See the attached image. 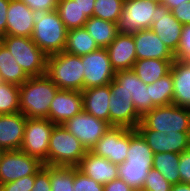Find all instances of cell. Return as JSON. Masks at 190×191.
I'll use <instances>...</instances> for the list:
<instances>
[{
    "label": "cell",
    "instance_id": "d6986e66",
    "mask_svg": "<svg viewBox=\"0 0 190 191\" xmlns=\"http://www.w3.org/2000/svg\"><path fill=\"white\" fill-rule=\"evenodd\" d=\"M33 11L20 0H10L5 36L30 37L34 31Z\"/></svg>",
    "mask_w": 190,
    "mask_h": 191
},
{
    "label": "cell",
    "instance_id": "ac0fdd59",
    "mask_svg": "<svg viewBox=\"0 0 190 191\" xmlns=\"http://www.w3.org/2000/svg\"><path fill=\"white\" fill-rule=\"evenodd\" d=\"M27 118L21 113L0 114V147L5 151L20 150Z\"/></svg>",
    "mask_w": 190,
    "mask_h": 191
},
{
    "label": "cell",
    "instance_id": "60d3db41",
    "mask_svg": "<svg viewBox=\"0 0 190 191\" xmlns=\"http://www.w3.org/2000/svg\"><path fill=\"white\" fill-rule=\"evenodd\" d=\"M31 191H51L50 169L46 165L35 174V181Z\"/></svg>",
    "mask_w": 190,
    "mask_h": 191
},
{
    "label": "cell",
    "instance_id": "ffe728a7",
    "mask_svg": "<svg viewBox=\"0 0 190 191\" xmlns=\"http://www.w3.org/2000/svg\"><path fill=\"white\" fill-rule=\"evenodd\" d=\"M77 169L102 185L118 178V165L92 153L90 150L81 159Z\"/></svg>",
    "mask_w": 190,
    "mask_h": 191
},
{
    "label": "cell",
    "instance_id": "d6a6232c",
    "mask_svg": "<svg viewBox=\"0 0 190 191\" xmlns=\"http://www.w3.org/2000/svg\"><path fill=\"white\" fill-rule=\"evenodd\" d=\"M50 169L51 191H74L75 167L47 166Z\"/></svg>",
    "mask_w": 190,
    "mask_h": 191
},
{
    "label": "cell",
    "instance_id": "74e56055",
    "mask_svg": "<svg viewBox=\"0 0 190 191\" xmlns=\"http://www.w3.org/2000/svg\"><path fill=\"white\" fill-rule=\"evenodd\" d=\"M74 191H104V185L99 184L90 177L84 175L75 167Z\"/></svg>",
    "mask_w": 190,
    "mask_h": 191
},
{
    "label": "cell",
    "instance_id": "8d00e7d4",
    "mask_svg": "<svg viewBox=\"0 0 190 191\" xmlns=\"http://www.w3.org/2000/svg\"><path fill=\"white\" fill-rule=\"evenodd\" d=\"M172 185L154 169L149 170L141 189L144 191H171Z\"/></svg>",
    "mask_w": 190,
    "mask_h": 191
},
{
    "label": "cell",
    "instance_id": "e575fe53",
    "mask_svg": "<svg viewBox=\"0 0 190 191\" xmlns=\"http://www.w3.org/2000/svg\"><path fill=\"white\" fill-rule=\"evenodd\" d=\"M125 0H96L93 16L117 23Z\"/></svg>",
    "mask_w": 190,
    "mask_h": 191
},
{
    "label": "cell",
    "instance_id": "d590c367",
    "mask_svg": "<svg viewBox=\"0 0 190 191\" xmlns=\"http://www.w3.org/2000/svg\"><path fill=\"white\" fill-rule=\"evenodd\" d=\"M152 167L118 165V178L124 180L133 189H141Z\"/></svg>",
    "mask_w": 190,
    "mask_h": 191
},
{
    "label": "cell",
    "instance_id": "f35d334b",
    "mask_svg": "<svg viewBox=\"0 0 190 191\" xmlns=\"http://www.w3.org/2000/svg\"><path fill=\"white\" fill-rule=\"evenodd\" d=\"M174 58L190 62V24L182 27L180 43Z\"/></svg>",
    "mask_w": 190,
    "mask_h": 191
},
{
    "label": "cell",
    "instance_id": "c3c4849f",
    "mask_svg": "<svg viewBox=\"0 0 190 191\" xmlns=\"http://www.w3.org/2000/svg\"><path fill=\"white\" fill-rule=\"evenodd\" d=\"M190 2V0H162V4L165 5L169 10L176 8L181 5V3Z\"/></svg>",
    "mask_w": 190,
    "mask_h": 191
},
{
    "label": "cell",
    "instance_id": "5b68a950",
    "mask_svg": "<svg viewBox=\"0 0 190 191\" xmlns=\"http://www.w3.org/2000/svg\"><path fill=\"white\" fill-rule=\"evenodd\" d=\"M0 42L29 77L46 74L48 56L30 37L3 36Z\"/></svg>",
    "mask_w": 190,
    "mask_h": 191
},
{
    "label": "cell",
    "instance_id": "6da1fadb",
    "mask_svg": "<svg viewBox=\"0 0 190 191\" xmlns=\"http://www.w3.org/2000/svg\"><path fill=\"white\" fill-rule=\"evenodd\" d=\"M59 88L46 75L29 77L19 86L20 112L26 118H47Z\"/></svg>",
    "mask_w": 190,
    "mask_h": 191
},
{
    "label": "cell",
    "instance_id": "1f68e13d",
    "mask_svg": "<svg viewBox=\"0 0 190 191\" xmlns=\"http://www.w3.org/2000/svg\"><path fill=\"white\" fill-rule=\"evenodd\" d=\"M152 103L158 106L173 103L174 85L171 72L152 84H147Z\"/></svg>",
    "mask_w": 190,
    "mask_h": 191
},
{
    "label": "cell",
    "instance_id": "30bf717a",
    "mask_svg": "<svg viewBox=\"0 0 190 191\" xmlns=\"http://www.w3.org/2000/svg\"><path fill=\"white\" fill-rule=\"evenodd\" d=\"M111 96L109 102V123L114 127L136 129L141 121L132 96L125 89H118V83L113 79L110 83Z\"/></svg>",
    "mask_w": 190,
    "mask_h": 191
},
{
    "label": "cell",
    "instance_id": "ba28073f",
    "mask_svg": "<svg viewBox=\"0 0 190 191\" xmlns=\"http://www.w3.org/2000/svg\"><path fill=\"white\" fill-rule=\"evenodd\" d=\"M157 3L144 0H125L117 22L119 34H135L143 29H150L155 16Z\"/></svg>",
    "mask_w": 190,
    "mask_h": 191
},
{
    "label": "cell",
    "instance_id": "4fadbf2b",
    "mask_svg": "<svg viewBox=\"0 0 190 191\" xmlns=\"http://www.w3.org/2000/svg\"><path fill=\"white\" fill-rule=\"evenodd\" d=\"M84 68V90L110 84L116 74L106 48L81 56Z\"/></svg>",
    "mask_w": 190,
    "mask_h": 191
},
{
    "label": "cell",
    "instance_id": "816d5d0a",
    "mask_svg": "<svg viewBox=\"0 0 190 191\" xmlns=\"http://www.w3.org/2000/svg\"><path fill=\"white\" fill-rule=\"evenodd\" d=\"M4 152H5V150L0 147V161H1V158H2V155H3Z\"/></svg>",
    "mask_w": 190,
    "mask_h": 191
},
{
    "label": "cell",
    "instance_id": "44dd1931",
    "mask_svg": "<svg viewBox=\"0 0 190 191\" xmlns=\"http://www.w3.org/2000/svg\"><path fill=\"white\" fill-rule=\"evenodd\" d=\"M106 50L115 72L131 70L137 60L133 35L118 34Z\"/></svg>",
    "mask_w": 190,
    "mask_h": 191
},
{
    "label": "cell",
    "instance_id": "7c38bea8",
    "mask_svg": "<svg viewBox=\"0 0 190 191\" xmlns=\"http://www.w3.org/2000/svg\"><path fill=\"white\" fill-rule=\"evenodd\" d=\"M130 146V128L112 126L90 150L116 165L123 164Z\"/></svg>",
    "mask_w": 190,
    "mask_h": 191
},
{
    "label": "cell",
    "instance_id": "9a60e30c",
    "mask_svg": "<svg viewBox=\"0 0 190 191\" xmlns=\"http://www.w3.org/2000/svg\"><path fill=\"white\" fill-rule=\"evenodd\" d=\"M114 80L118 83V89H125L131 94L133 105L141 117L156 107L151 101L147 84L132 69L117 71Z\"/></svg>",
    "mask_w": 190,
    "mask_h": 191
},
{
    "label": "cell",
    "instance_id": "5bb4252c",
    "mask_svg": "<svg viewBox=\"0 0 190 191\" xmlns=\"http://www.w3.org/2000/svg\"><path fill=\"white\" fill-rule=\"evenodd\" d=\"M155 13V16L152 17L150 29L175 54L180 43L183 25L175 19L171 10L163 4L157 5Z\"/></svg>",
    "mask_w": 190,
    "mask_h": 191
},
{
    "label": "cell",
    "instance_id": "3957f363",
    "mask_svg": "<svg viewBox=\"0 0 190 191\" xmlns=\"http://www.w3.org/2000/svg\"><path fill=\"white\" fill-rule=\"evenodd\" d=\"M46 75L61 90H84V68L78 55L63 51L48 56Z\"/></svg>",
    "mask_w": 190,
    "mask_h": 191
},
{
    "label": "cell",
    "instance_id": "8fae6325",
    "mask_svg": "<svg viewBox=\"0 0 190 191\" xmlns=\"http://www.w3.org/2000/svg\"><path fill=\"white\" fill-rule=\"evenodd\" d=\"M44 163L21 150L5 151L0 161V185L34 175Z\"/></svg>",
    "mask_w": 190,
    "mask_h": 191
},
{
    "label": "cell",
    "instance_id": "603a6c76",
    "mask_svg": "<svg viewBox=\"0 0 190 191\" xmlns=\"http://www.w3.org/2000/svg\"><path fill=\"white\" fill-rule=\"evenodd\" d=\"M110 96V84L83 90V110L98 119L109 122Z\"/></svg>",
    "mask_w": 190,
    "mask_h": 191
},
{
    "label": "cell",
    "instance_id": "52a82bcc",
    "mask_svg": "<svg viewBox=\"0 0 190 191\" xmlns=\"http://www.w3.org/2000/svg\"><path fill=\"white\" fill-rule=\"evenodd\" d=\"M56 124L47 118H27L21 151L48 166V148Z\"/></svg>",
    "mask_w": 190,
    "mask_h": 191
},
{
    "label": "cell",
    "instance_id": "f6af8a7d",
    "mask_svg": "<svg viewBox=\"0 0 190 191\" xmlns=\"http://www.w3.org/2000/svg\"><path fill=\"white\" fill-rule=\"evenodd\" d=\"M9 2L10 0H0V38L6 34Z\"/></svg>",
    "mask_w": 190,
    "mask_h": 191
},
{
    "label": "cell",
    "instance_id": "bcb514c9",
    "mask_svg": "<svg viewBox=\"0 0 190 191\" xmlns=\"http://www.w3.org/2000/svg\"><path fill=\"white\" fill-rule=\"evenodd\" d=\"M104 191H134L124 180L117 178L104 185Z\"/></svg>",
    "mask_w": 190,
    "mask_h": 191
},
{
    "label": "cell",
    "instance_id": "f907efd6",
    "mask_svg": "<svg viewBox=\"0 0 190 191\" xmlns=\"http://www.w3.org/2000/svg\"><path fill=\"white\" fill-rule=\"evenodd\" d=\"M144 1H152L157 4H162V0H144Z\"/></svg>",
    "mask_w": 190,
    "mask_h": 191
},
{
    "label": "cell",
    "instance_id": "e0dca14e",
    "mask_svg": "<svg viewBox=\"0 0 190 191\" xmlns=\"http://www.w3.org/2000/svg\"><path fill=\"white\" fill-rule=\"evenodd\" d=\"M146 141L148 146L156 153H182L190 148V132H171L166 135L155 130H136Z\"/></svg>",
    "mask_w": 190,
    "mask_h": 191
},
{
    "label": "cell",
    "instance_id": "d4e9b609",
    "mask_svg": "<svg viewBox=\"0 0 190 191\" xmlns=\"http://www.w3.org/2000/svg\"><path fill=\"white\" fill-rule=\"evenodd\" d=\"M174 60L154 58L136 60L132 70L143 83L152 84L170 72Z\"/></svg>",
    "mask_w": 190,
    "mask_h": 191
},
{
    "label": "cell",
    "instance_id": "7bdbcfd3",
    "mask_svg": "<svg viewBox=\"0 0 190 191\" xmlns=\"http://www.w3.org/2000/svg\"><path fill=\"white\" fill-rule=\"evenodd\" d=\"M25 3L32 11H53L56 10L58 0H20Z\"/></svg>",
    "mask_w": 190,
    "mask_h": 191
},
{
    "label": "cell",
    "instance_id": "836d02e7",
    "mask_svg": "<svg viewBox=\"0 0 190 191\" xmlns=\"http://www.w3.org/2000/svg\"><path fill=\"white\" fill-rule=\"evenodd\" d=\"M20 112L19 86L0 83V114Z\"/></svg>",
    "mask_w": 190,
    "mask_h": 191
},
{
    "label": "cell",
    "instance_id": "f5cc1de1",
    "mask_svg": "<svg viewBox=\"0 0 190 191\" xmlns=\"http://www.w3.org/2000/svg\"><path fill=\"white\" fill-rule=\"evenodd\" d=\"M134 191H144L143 189H134Z\"/></svg>",
    "mask_w": 190,
    "mask_h": 191
},
{
    "label": "cell",
    "instance_id": "4316f807",
    "mask_svg": "<svg viewBox=\"0 0 190 191\" xmlns=\"http://www.w3.org/2000/svg\"><path fill=\"white\" fill-rule=\"evenodd\" d=\"M99 48H107L119 34L117 23L92 16L84 25Z\"/></svg>",
    "mask_w": 190,
    "mask_h": 191
},
{
    "label": "cell",
    "instance_id": "7402d4cb",
    "mask_svg": "<svg viewBox=\"0 0 190 191\" xmlns=\"http://www.w3.org/2000/svg\"><path fill=\"white\" fill-rule=\"evenodd\" d=\"M134 38L137 60L154 59H175L174 53L159 39L151 29H143L135 34Z\"/></svg>",
    "mask_w": 190,
    "mask_h": 191
},
{
    "label": "cell",
    "instance_id": "681fc988",
    "mask_svg": "<svg viewBox=\"0 0 190 191\" xmlns=\"http://www.w3.org/2000/svg\"><path fill=\"white\" fill-rule=\"evenodd\" d=\"M171 191H190V184L177 183L175 185H172Z\"/></svg>",
    "mask_w": 190,
    "mask_h": 191
},
{
    "label": "cell",
    "instance_id": "9c48e42d",
    "mask_svg": "<svg viewBox=\"0 0 190 191\" xmlns=\"http://www.w3.org/2000/svg\"><path fill=\"white\" fill-rule=\"evenodd\" d=\"M62 126L75 136L87 151L91 150L112 127L109 122L98 119L84 110L73 118L66 120Z\"/></svg>",
    "mask_w": 190,
    "mask_h": 191
},
{
    "label": "cell",
    "instance_id": "2e32d148",
    "mask_svg": "<svg viewBox=\"0 0 190 191\" xmlns=\"http://www.w3.org/2000/svg\"><path fill=\"white\" fill-rule=\"evenodd\" d=\"M82 111V91L59 89L50 104L48 119L56 125H62Z\"/></svg>",
    "mask_w": 190,
    "mask_h": 191
},
{
    "label": "cell",
    "instance_id": "ab89813d",
    "mask_svg": "<svg viewBox=\"0 0 190 191\" xmlns=\"http://www.w3.org/2000/svg\"><path fill=\"white\" fill-rule=\"evenodd\" d=\"M35 181V174L29 175L14 182L0 185V191H31Z\"/></svg>",
    "mask_w": 190,
    "mask_h": 191
},
{
    "label": "cell",
    "instance_id": "277c9868",
    "mask_svg": "<svg viewBox=\"0 0 190 191\" xmlns=\"http://www.w3.org/2000/svg\"><path fill=\"white\" fill-rule=\"evenodd\" d=\"M136 130H155L171 132H190V108L172 104L155 107L141 117Z\"/></svg>",
    "mask_w": 190,
    "mask_h": 191
},
{
    "label": "cell",
    "instance_id": "4dcf8cb0",
    "mask_svg": "<svg viewBox=\"0 0 190 191\" xmlns=\"http://www.w3.org/2000/svg\"><path fill=\"white\" fill-rule=\"evenodd\" d=\"M56 10L68 30L82 28L88 20L74 0H58Z\"/></svg>",
    "mask_w": 190,
    "mask_h": 191
},
{
    "label": "cell",
    "instance_id": "484cf974",
    "mask_svg": "<svg viewBox=\"0 0 190 191\" xmlns=\"http://www.w3.org/2000/svg\"><path fill=\"white\" fill-rule=\"evenodd\" d=\"M153 154L152 149L136 129H130V146L124 164L126 166L152 167Z\"/></svg>",
    "mask_w": 190,
    "mask_h": 191
},
{
    "label": "cell",
    "instance_id": "83f0119b",
    "mask_svg": "<svg viewBox=\"0 0 190 191\" xmlns=\"http://www.w3.org/2000/svg\"><path fill=\"white\" fill-rule=\"evenodd\" d=\"M0 77L2 82L22 85L29 76L18 65L15 58L10 54L9 50L0 42Z\"/></svg>",
    "mask_w": 190,
    "mask_h": 191
},
{
    "label": "cell",
    "instance_id": "8992f818",
    "mask_svg": "<svg viewBox=\"0 0 190 191\" xmlns=\"http://www.w3.org/2000/svg\"><path fill=\"white\" fill-rule=\"evenodd\" d=\"M86 148L64 126L55 125L48 148V165L77 167Z\"/></svg>",
    "mask_w": 190,
    "mask_h": 191
},
{
    "label": "cell",
    "instance_id": "cb8c5ba5",
    "mask_svg": "<svg viewBox=\"0 0 190 191\" xmlns=\"http://www.w3.org/2000/svg\"><path fill=\"white\" fill-rule=\"evenodd\" d=\"M170 72L173 79V104L190 108V62L175 59Z\"/></svg>",
    "mask_w": 190,
    "mask_h": 191
},
{
    "label": "cell",
    "instance_id": "f1b7e54d",
    "mask_svg": "<svg viewBox=\"0 0 190 191\" xmlns=\"http://www.w3.org/2000/svg\"><path fill=\"white\" fill-rule=\"evenodd\" d=\"M99 47L87 30L82 28L69 29L67 33L65 52L73 55L84 56Z\"/></svg>",
    "mask_w": 190,
    "mask_h": 191
},
{
    "label": "cell",
    "instance_id": "7a4b0ae2",
    "mask_svg": "<svg viewBox=\"0 0 190 191\" xmlns=\"http://www.w3.org/2000/svg\"><path fill=\"white\" fill-rule=\"evenodd\" d=\"M34 31L33 42L47 55L61 53L65 50L68 29L57 10L33 11Z\"/></svg>",
    "mask_w": 190,
    "mask_h": 191
},
{
    "label": "cell",
    "instance_id": "b9f144b4",
    "mask_svg": "<svg viewBox=\"0 0 190 191\" xmlns=\"http://www.w3.org/2000/svg\"><path fill=\"white\" fill-rule=\"evenodd\" d=\"M179 174L181 183L190 184V148L180 153Z\"/></svg>",
    "mask_w": 190,
    "mask_h": 191
},
{
    "label": "cell",
    "instance_id": "ee69618b",
    "mask_svg": "<svg viewBox=\"0 0 190 191\" xmlns=\"http://www.w3.org/2000/svg\"><path fill=\"white\" fill-rule=\"evenodd\" d=\"M171 13L182 25L190 24V2L181 3L180 6L171 9Z\"/></svg>",
    "mask_w": 190,
    "mask_h": 191
},
{
    "label": "cell",
    "instance_id": "f546056e",
    "mask_svg": "<svg viewBox=\"0 0 190 191\" xmlns=\"http://www.w3.org/2000/svg\"><path fill=\"white\" fill-rule=\"evenodd\" d=\"M153 168L171 184L181 183L179 174L180 154L165 152L153 154Z\"/></svg>",
    "mask_w": 190,
    "mask_h": 191
},
{
    "label": "cell",
    "instance_id": "7dc6e473",
    "mask_svg": "<svg viewBox=\"0 0 190 191\" xmlns=\"http://www.w3.org/2000/svg\"><path fill=\"white\" fill-rule=\"evenodd\" d=\"M74 1L81 8L82 13H84L87 18H91L93 16L94 3L96 0H74Z\"/></svg>",
    "mask_w": 190,
    "mask_h": 191
}]
</instances>
